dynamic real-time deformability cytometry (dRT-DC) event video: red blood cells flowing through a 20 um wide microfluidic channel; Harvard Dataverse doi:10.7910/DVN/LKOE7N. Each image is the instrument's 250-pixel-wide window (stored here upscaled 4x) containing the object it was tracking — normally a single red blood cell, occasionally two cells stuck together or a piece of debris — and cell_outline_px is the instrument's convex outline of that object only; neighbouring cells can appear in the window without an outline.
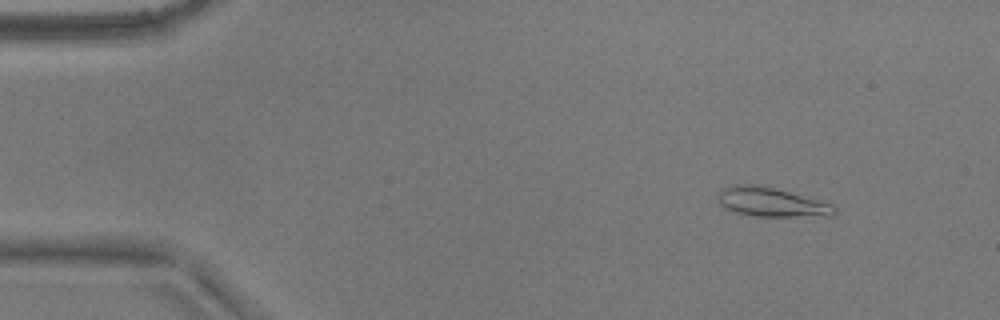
{"species": "common noctule bat (a hibernating species)", "species_latin": "Nyctalus noctula", "temperature_condition": "warm", "stored_images_in_passage": 53, "camera_frame_rate_fps": 3000, "um_per_image_px": 0.085, "animal": {"sex": "male", "body_mass_g": 17.9}, "frame": {"image": 1, "passage_image": 6, "time_ms": 1.667, "image_size_px": [1000, 320], "cell_outline_px": [[836, 216], [756, 216], [736, 212], [724, 208], [720, 204], [716, 196], [724, 188], [732, 184], [760, 184], [776, 188], [832, 204], [836, 208]], "centroid_in_image_um": [65.56, 17.17], "position_along_channel_um": 19.4, "area_um2": 19.88}}
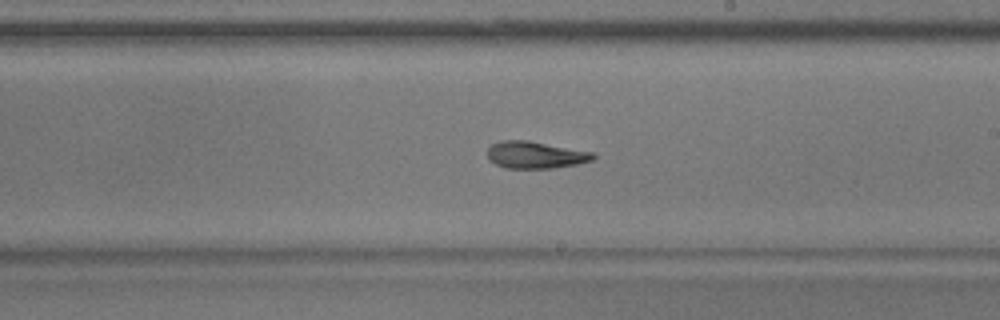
{"frame": {"image": 2, "passage_image": 31, "time_ms": 10.0, "image_size_px": [1000, 320], "cell_outline_px": [[596, 156], [592, 160], [576, 164], [552, 168], [504, 168], [488, 160], [488, 148], [492, 144], [500, 140], [528, 140], [596, 152]], "centroid_in_image_um": [45.52, 13.16], "position_along_channel_um": 243.5, "area_um2": 16.82}}
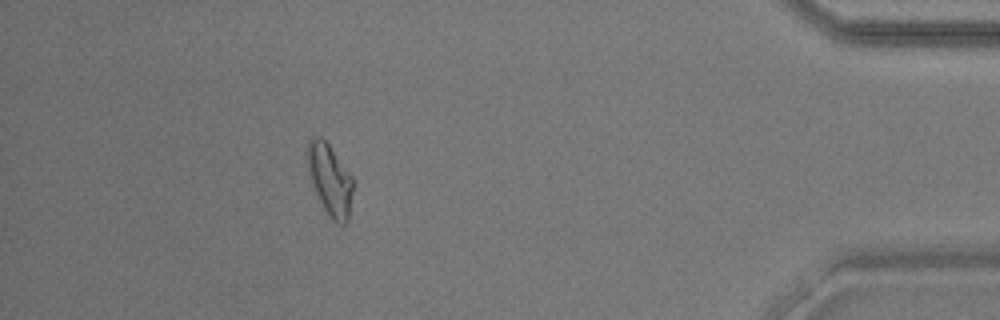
{"frame": {"image": 3, "passage_image": 48, "time_ms": 15.667, "image_size_px": [1000, 320], "cell_outline_px": [[352, 192], [348, 220], [344, 224], [340, 224], [332, 220], [328, 216], [308, 176], [304, 152], [308, 140], [312, 136], [320, 136], [328, 144], [352, 176]], "centroid_in_image_um": [27.98, 15.22], "position_along_channel_um": 407.2, "area_um2": 19.13}, "authors_computed_cell_mechanics": {"area_um2": 17.918, "velocity_mm_per_s": 3.7701, "shape_relaxation_time_tau1_ms": 10.9316, "shape_relaxation_time_tau2_ms": 3.4464, "deformation_change_tau1": 0.2508, "deformation_change_tau2": 0.102}}